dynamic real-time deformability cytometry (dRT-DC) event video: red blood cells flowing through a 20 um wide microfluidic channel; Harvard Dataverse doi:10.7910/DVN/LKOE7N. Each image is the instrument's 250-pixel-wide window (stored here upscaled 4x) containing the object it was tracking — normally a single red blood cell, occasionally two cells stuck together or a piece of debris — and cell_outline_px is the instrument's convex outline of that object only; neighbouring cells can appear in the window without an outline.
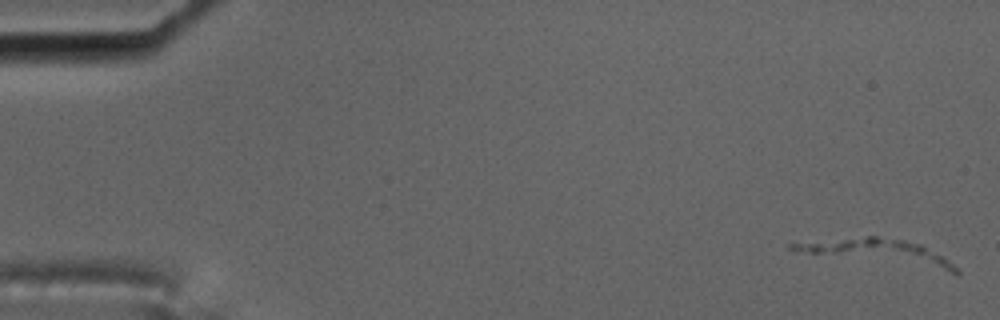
{"species": "common noctule bat (a hibernating species)", "species_latin": "Nyctalus noctula", "temperature_condition": "cold", "stored_images_in_passage": 8, "camera_frame_rate_fps": 3000, "um_per_image_px": 0.085, "animal": {"sex": "male", "body_mass_g": 17.5, "forearm_length_mm": 52.3}, "frame": {"image": 1, "passage_image": 1, "time_ms": 0.0, "image_size_px": [1000, 320], "cell_outline_px": [[960, 272], [952, 272], [808, 252], [788, 248], [788, 244], [792, 240], [868, 236], [876, 236], [904, 240], [920, 244], [960, 268]], "centroid_in_image_um": [74.54, 21.36], "position_along_channel_um": 10.5, "area_um2": 23.0}}